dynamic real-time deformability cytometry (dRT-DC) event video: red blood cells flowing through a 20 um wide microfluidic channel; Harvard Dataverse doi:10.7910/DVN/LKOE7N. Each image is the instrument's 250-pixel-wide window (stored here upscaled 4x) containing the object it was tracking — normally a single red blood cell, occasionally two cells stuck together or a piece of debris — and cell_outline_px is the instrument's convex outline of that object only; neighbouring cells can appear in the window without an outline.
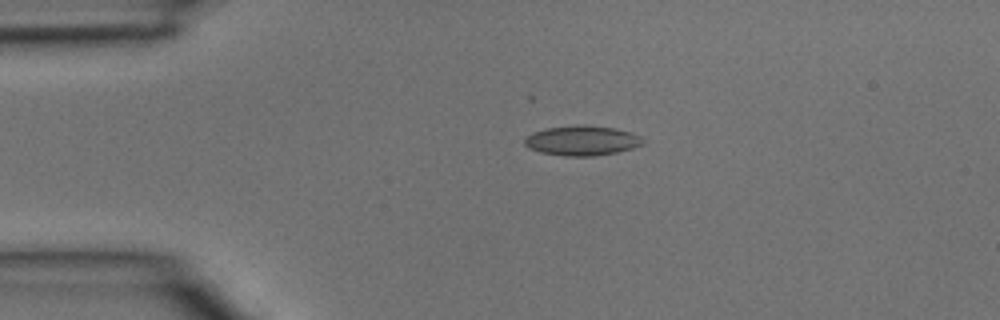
{"species": "common noctule bat (a hibernating species)", "species_latin": "Nyctalus noctula", "temperature_condition": "room temperature", "stored_images_in_passage": 4, "camera_frame_rate_fps": 3000, "um_per_image_px": 0.085, "animal": {"sex": "male", "body_mass_g": 15.6}, "frame": {"image": 1, "passage_image": 3, "time_ms": 0.667, "image_size_px": [1000, 320], "cell_outline_px": [[644, 144], [632, 148], [616, 152], [596, 156], [564, 156], [540, 152], [528, 148], [524, 144], [524, 140], [532, 132], [548, 128], [576, 124], [588, 124], [616, 128], [632, 132], [640, 136], [644, 140]], "centroid_in_image_um": [49.49, 11.94], "position_along_channel_um": 35.5, "area_um2": 20.87}}